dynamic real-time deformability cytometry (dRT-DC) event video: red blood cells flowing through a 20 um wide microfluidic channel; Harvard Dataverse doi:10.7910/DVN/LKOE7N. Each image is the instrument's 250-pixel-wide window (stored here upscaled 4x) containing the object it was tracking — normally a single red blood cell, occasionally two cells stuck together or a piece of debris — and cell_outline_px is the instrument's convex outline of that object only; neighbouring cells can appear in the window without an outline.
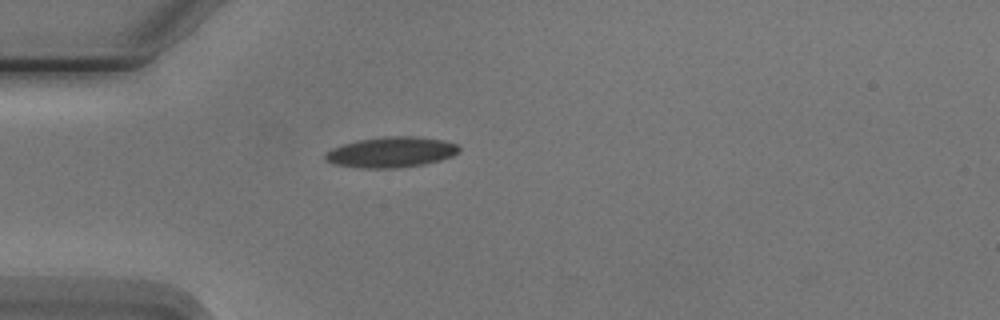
{"species": "Egyptian fruit bat (a non-hibernating species)", "species_latin": "Rousettus aegyptiacus", "temperature_condition": "cold", "stored_images_in_passage": 3, "camera_frame_rate_fps": 3000, "um_per_image_px": 0.085, "animal": {"sex": "male"}, "frame": {"image": 1, "passage_image": 3, "time_ms": 3.333, "image_size_px": [1000, 320], "cell_outline_px": [[460, 148], [452, 156], [440, 160], [424, 164], [396, 168], [360, 168], [332, 164], [324, 160], [324, 152], [332, 148], [344, 144], [360, 140], [384, 136], [416, 136], [440, 140], [456, 144]], "centroid_in_image_um": [33.18, 12.94], "position_along_channel_um": 51.8, "area_um2": 23.76}}